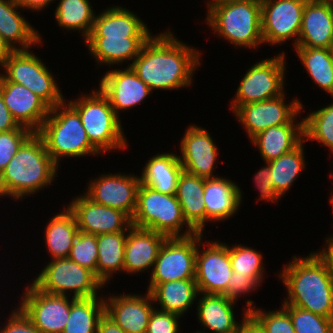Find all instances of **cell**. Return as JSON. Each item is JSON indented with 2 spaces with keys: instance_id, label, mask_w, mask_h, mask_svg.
Instances as JSON below:
<instances>
[{
  "instance_id": "cell-11",
  "label": "cell",
  "mask_w": 333,
  "mask_h": 333,
  "mask_svg": "<svg viewBox=\"0 0 333 333\" xmlns=\"http://www.w3.org/2000/svg\"><path fill=\"white\" fill-rule=\"evenodd\" d=\"M198 233L188 237L166 238L150 273L148 292L158 284L195 279Z\"/></svg>"
},
{
  "instance_id": "cell-31",
  "label": "cell",
  "mask_w": 333,
  "mask_h": 333,
  "mask_svg": "<svg viewBox=\"0 0 333 333\" xmlns=\"http://www.w3.org/2000/svg\"><path fill=\"white\" fill-rule=\"evenodd\" d=\"M204 186V178L183 171L175 194L185 221L196 233L205 230V203L202 199Z\"/></svg>"
},
{
  "instance_id": "cell-54",
  "label": "cell",
  "mask_w": 333,
  "mask_h": 333,
  "mask_svg": "<svg viewBox=\"0 0 333 333\" xmlns=\"http://www.w3.org/2000/svg\"><path fill=\"white\" fill-rule=\"evenodd\" d=\"M14 52L11 46L0 35V66L2 67L7 58Z\"/></svg>"
},
{
  "instance_id": "cell-35",
  "label": "cell",
  "mask_w": 333,
  "mask_h": 333,
  "mask_svg": "<svg viewBox=\"0 0 333 333\" xmlns=\"http://www.w3.org/2000/svg\"><path fill=\"white\" fill-rule=\"evenodd\" d=\"M307 73L323 91L333 97V49L294 47Z\"/></svg>"
},
{
  "instance_id": "cell-20",
  "label": "cell",
  "mask_w": 333,
  "mask_h": 333,
  "mask_svg": "<svg viewBox=\"0 0 333 333\" xmlns=\"http://www.w3.org/2000/svg\"><path fill=\"white\" fill-rule=\"evenodd\" d=\"M104 296L105 314L126 333H146L151 313L155 309L153 298L147 291L141 294Z\"/></svg>"
},
{
  "instance_id": "cell-8",
  "label": "cell",
  "mask_w": 333,
  "mask_h": 333,
  "mask_svg": "<svg viewBox=\"0 0 333 333\" xmlns=\"http://www.w3.org/2000/svg\"><path fill=\"white\" fill-rule=\"evenodd\" d=\"M34 279L32 283L45 293L67 296L70 291L73 298L98 297L104 288L92 271L69 258L51 260Z\"/></svg>"
},
{
  "instance_id": "cell-18",
  "label": "cell",
  "mask_w": 333,
  "mask_h": 333,
  "mask_svg": "<svg viewBox=\"0 0 333 333\" xmlns=\"http://www.w3.org/2000/svg\"><path fill=\"white\" fill-rule=\"evenodd\" d=\"M215 143L205 128L190 124L181 138L178 155L184 171L204 179L220 177L213 175L219 156Z\"/></svg>"
},
{
  "instance_id": "cell-43",
  "label": "cell",
  "mask_w": 333,
  "mask_h": 333,
  "mask_svg": "<svg viewBox=\"0 0 333 333\" xmlns=\"http://www.w3.org/2000/svg\"><path fill=\"white\" fill-rule=\"evenodd\" d=\"M68 258L92 271L96 276L98 262L97 235L79 232L73 242Z\"/></svg>"
},
{
  "instance_id": "cell-38",
  "label": "cell",
  "mask_w": 333,
  "mask_h": 333,
  "mask_svg": "<svg viewBox=\"0 0 333 333\" xmlns=\"http://www.w3.org/2000/svg\"><path fill=\"white\" fill-rule=\"evenodd\" d=\"M303 140L292 151L283 154L277 159L267 162L270 167L271 179L274 188L283 197L286 191L291 189L295 180L299 177L303 169L306 168L305 152Z\"/></svg>"
},
{
  "instance_id": "cell-26",
  "label": "cell",
  "mask_w": 333,
  "mask_h": 333,
  "mask_svg": "<svg viewBox=\"0 0 333 333\" xmlns=\"http://www.w3.org/2000/svg\"><path fill=\"white\" fill-rule=\"evenodd\" d=\"M197 319L204 330L196 333H238L241 322H236L234 307L236 302L223 294L199 293ZM209 332H206V329Z\"/></svg>"
},
{
  "instance_id": "cell-52",
  "label": "cell",
  "mask_w": 333,
  "mask_h": 333,
  "mask_svg": "<svg viewBox=\"0 0 333 333\" xmlns=\"http://www.w3.org/2000/svg\"><path fill=\"white\" fill-rule=\"evenodd\" d=\"M97 333H126L112 319L104 314L98 323Z\"/></svg>"
},
{
  "instance_id": "cell-13",
  "label": "cell",
  "mask_w": 333,
  "mask_h": 333,
  "mask_svg": "<svg viewBox=\"0 0 333 333\" xmlns=\"http://www.w3.org/2000/svg\"><path fill=\"white\" fill-rule=\"evenodd\" d=\"M307 0H262L261 30L263 43L282 45L295 39L298 43L304 6Z\"/></svg>"
},
{
  "instance_id": "cell-4",
  "label": "cell",
  "mask_w": 333,
  "mask_h": 333,
  "mask_svg": "<svg viewBox=\"0 0 333 333\" xmlns=\"http://www.w3.org/2000/svg\"><path fill=\"white\" fill-rule=\"evenodd\" d=\"M37 133L58 166L63 157L101 155L89 141L78 112L66 101L50 108L48 117Z\"/></svg>"
},
{
  "instance_id": "cell-46",
  "label": "cell",
  "mask_w": 333,
  "mask_h": 333,
  "mask_svg": "<svg viewBox=\"0 0 333 333\" xmlns=\"http://www.w3.org/2000/svg\"><path fill=\"white\" fill-rule=\"evenodd\" d=\"M254 184L255 187L258 188L260 196L259 201H270L276 204L279 199H281V195L274 188V184L271 179L270 167L266 162V165L259 169V171L254 176Z\"/></svg>"
},
{
  "instance_id": "cell-37",
  "label": "cell",
  "mask_w": 333,
  "mask_h": 333,
  "mask_svg": "<svg viewBox=\"0 0 333 333\" xmlns=\"http://www.w3.org/2000/svg\"><path fill=\"white\" fill-rule=\"evenodd\" d=\"M93 10L89 0H60L54 12L55 21L63 31H79L85 40L93 28Z\"/></svg>"
},
{
  "instance_id": "cell-21",
  "label": "cell",
  "mask_w": 333,
  "mask_h": 333,
  "mask_svg": "<svg viewBox=\"0 0 333 333\" xmlns=\"http://www.w3.org/2000/svg\"><path fill=\"white\" fill-rule=\"evenodd\" d=\"M0 90L4 103L16 122L38 132L48 117L50 107L23 85L7 81L0 73Z\"/></svg>"
},
{
  "instance_id": "cell-28",
  "label": "cell",
  "mask_w": 333,
  "mask_h": 333,
  "mask_svg": "<svg viewBox=\"0 0 333 333\" xmlns=\"http://www.w3.org/2000/svg\"><path fill=\"white\" fill-rule=\"evenodd\" d=\"M20 8L16 0H0V35L14 51L30 50L32 45L43 43L37 29L20 14Z\"/></svg>"
},
{
  "instance_id": "cell-56",
  "label": "cell",
  "mask_w": 333,
  "mask_h": 333,
  "mask_svg": "<svg viewBox=\"0 0 333 333\" xmlns=\"http://www.w3.org/2000/svg\"><path fill=\"white\" fill-rule=\"evenodd\" d=\"M332 194H333V192H332ZM331 194V197H329L330 198V202H331V204H332V207H333V195ZM333 210V209H332ZM333 225V224H332ZM329 237L331 238V239H333V234L330 236L329 235Z\"/></svg>"
},
{
  "instance_id": "cell-3",
  "label": "cell",
  "mask_w": 333,
  "mask_h": 333,
  "mask_svg": "<svg viewBox=\"0 0 333 333\" xmlns=\"http://www.w3.org/2000/svg\"><path fill=\"white\" fill-rule=\"evenodd\" d=\"M58 165L46 150L42 137L33 132L0 174V196L13 200L38 193L52 184Z\"/></svg>"
},
{
  "instance_id": "cell-51",
  "label": "cell",
  "mask_w": 333,
  "mask_h": 333,
  "mask_svg": "<svg viewBox=\"0 0 333 333\" xmlns=\"http://www.w3.org/2000/svg\"><path fill=\"white\" fill-rule=\"evenodd\" d=\"M326 245L322 247L320 251H316L315 253L319 256V258L325 263L328 273L333 280V239L329 236L325 240Z\"/></svg>"
},
{
  "instance_id": "cell-55",
  "label": "cell",
  "mask_w": 333,
  "mask_h": 333,
  "mask_svg": "<svg viewBox=\"0 0 333 333\" xmlns=\"http://www.w3.org/2000/svg\"><path fill=\"white\" fill-rule=\"evenodd\" d=\"M243 1H262V0H211L207 3V5H224L228 3L243 2Z\"/></svg>"
},
{
  "instance_id": "cell-19",
  "label": "cell",
  "mask_w": 333,
  "mask_h": 333,
  "mask_svg": "<svg viewBox=\"0 0 333 333\" xmlns=\"http://www.w3.org/2000/svg\"><path fill=\"white\" fill-rule=\"evenodd\" d=\"M99 89L108 97L116 115L141 104L153 93L130 66L112 69L103 74Z\"/></svg>"
},
{
  "instance_id": "cell-40",
  "label": "cell",
  "mask_w": 333,
  "mask_h": 333,
  "mask_svg": "<svg viewBox=\"0 0 333 333\" xmlns=\"http://www.w3.org/2000/svg\"><path fill=\"white\" fill-rule=\"evenodd\" d=\"M229 255L233 272L250 276L259 286L265 273L261 252L242 244L229 246Z\"/></svg>"
},
{
  "instance_id": "cell-12",
  "label": "cell",
  "mask_w": 333,
  "mask_h": 333,
  "mask_svg": "<svg viewBox=\"0 0 333 333\" xmlns=\"http://www.w3.org/2000/svg\"><path fill=\"white\" fill-rule=\"evenodd\" d=\"M203 235V233H198L195 264V281L198 292L224 295L233 273L229 245L217 240L214 242L207 240L204 243L206 246L201 250Z\"/></svg>"
},
{
  "instance_id": "cell-14",
  "label": "cell",
  "mask_w": 333,
  "mask_h": 333,
  "mask_svg": "<svg viewBox=\"0 0 333 333\" xmlns=\"http://www.w3.org/2000/svg\"><path fill=\"white\" fill-rule=\"evenodd\" d=\"M25 289L17 307L41 333H62L68 322L73 297L45 293L32 282Z\"/></svg>"
},
{
  "instance_id": "cell-29",
  "label": "cell",
  "mask_w": 333,
  "mask_h": 333,
  "mask_svg": "<svg viewBox=\"0 0 333 333\" xmlns=\"http://www.w3.org/2000/svg\"><path fill=\"white\" fill-rule=\"evenodd\" d=\"M150 37H87L84 42L97 65L116 66L132 61Z\"/></svg>"
},
{
  "instance_id": "cell-23",
  "label": "cell",
  "mask_w": 333,
  "mask_h": 333,
  "mask_svg": "<svg viewBox=\"0 0 333 333\" xmlns=\"http://www.w3.org/2000/svg\"><path fill=\"white\" fill-rule=\"evenodd\" d=\"M166 236L153 230L131 226L125 242L123 272L129 274L143 273L153 268L160 247Z\"/></svg>"
},
{
  "instance_id": "cell-15",
  "label": "cell",
  "mask_w": 333,
  "mask_h": 333,
  "mask_svg": "<svg viewBox=\"0 0 333 333\" xmlns=\"http://www.w3.org/2000/svg\"><path fill=\"white\" fill-rule=\"evenodd\" d=\"M285 96L284 93L270 100L240 105L232 112L250 140L272 126L288 124L304 108L298 97L286 103Z\"/></svg>"
},
{
  "instance_id": "cell-22",
  "label": "cell",
  "mask_w": 333,
  "mask_h": 333,
  "mask_svg": "<svg viewBox=\"0 0 333 333\" xmlns=\"http://www.w3.org/2000/svg\"><path fill=\"white\" fill-rule=\"evenodd\" d=\"M295 47L333 49V5L330 0H307Z\"/></svg>"
},
{
  "instance_id": "cell-24",
  "label": "cell",
  "mask_w": 333,
  "mask_h": 333,
  "mask_svg": "<svg viewBox=\"0 0 333 333\" xmlns=\"http://www.w3.org/2000/svg\"><path fill=\"white\" fill-rule=\"evenodd\" d=\"M242 190L225 177L205 179L204 193L206 223L223 221L234 217L243 201Z\"/></svg>"
},
{
  "instance_id": "cell-2",
  "label": "cell",
  "mask_w": 333,
  "mask_h": 333,
  "mask_svg": "<svg viewBox=\"0 0 333 333\" xmlns=\"http://www.w3.org/2000/svg\"><path fill=\"white\" fill-rule=\"evenodd\" d=\"M282 269L278 277L288 293L282 305L333 319V280L315 252L305 257L292 256V261Z\"/></svg>"
},
{
  "instance_id": "cell-6",
  "label": "cell",
  "mask_w": 333,
  "mask_h": 333,
  "mask_svg": "<svg viewBox=\"0 0 333 333\" xmlns=\"http://www.w3.org/2000/svg\"><path fill=\"white\" fill-rule=\"evenodd\" d=\"M206 23L221 39L237 48L255 49L263 43L261 1L207 5Z\"/></svg>"
},
{
  "instance_id": "cell-53",
  "label": "cell",
  "mask_w": 333,
  "mask_h": 333,
  "mask_svg": "<svg viewBox=\"0 0 333 333\" xmlns=\"http://www.w3.org/2000/svg\"><path fill=\"white\" fill-rule=\"evenodd\" d=\"M21 9L31 11H42L49 6L54 0H16Z\"/></svg>"
},
{
  "instance_id": "cell-17",
  "label": "cell",
  "mask_w": 333,
  "mask_h": 333,
  "mask_svg": "<svg viewBox=\"0 0 333 333\" xmlns=\"http://www.w3.org/2000/svg\"><path fill=\"white\" fill-rule=\"evenodd\" d=\"M74 214L79 232L91 235L129 231L131 218L123 211L94 203L85 194L66 205Z\"/></svg>"
},
{
  "instance_id": "cell-16",
  "label": "cell",
  "mask_w": 333,
  "mask_h": 333,
  "mask_svg": "<svg viewBox=\"0 0 333 333\" xmlns=\"http://www.w3.org/2000/svg\"><path fill=\"white\" fill-rule=\"evenodd\" d=\"M140 176L109 173L90 179L84 194L94 203L119 209L132 218L135 208Z\"/></svg>"
},
{
  "instance_id": "cell-49",
  "label": "cell",
  "mask_w": 333,
  "mask_h": 333,
  "mask_svg": "<svg viewBox=\"0 0 333 333\" xmlns=\"http://www.w3.org/2000/svg\"><path fill=\"white\" fill-rule=\"evenodd\" d=\"M16 128H26L20 126L13 118L11 112L4 103V99L0 90V132H8Z\"/></svg>"
},
{
  "instance_id": "cell-5",
  "label": "cell",
  "mask_w": 333,
  "mask_h": 333,
  "mask_svg": "<svg viewBox=\"0 0 333 333\" xmlns=\"http://www.w3.org/2000/svg\"><path fill=\"white\" fill-rule=\"evenodd\" d=\"M68 103L78 112L89 141L101 154L127 148L121 118L100 89L82 93L77 99L68 100Z\"/></svg>"
},
{
  "instance_id": "cell-36",
  "label": "cell",
  "mask_w": 333,
  "mask_h": 333,
  "mask_svg": "<svg viewBox=\"0 0 333 333\" xmlns=\"http://www.w3.org/2000/svg\"><path fill=\"white\" fill-rule=\"evenodd\" d=\"M104 314L103 295L73 298L68 322L62 333H97L99 320Z\"/></svg>"
},
{
  "instance_id": "cell-48",
  "label": "cell",
  "mask_w": 333,
  "mask_h": 333,
  "mask_svg": "<svg viewBox=\"0 0 333 333\" xmlns=\"http://www.w3.org/2000/svg\"><path fill=\"white\" fill-rule=\"evenodd\" d=\"M257 287H259V285L250 276L239 275L233 272L227 292L224 295L228 299L236 302L239 297L252 293L254 290L258 289Z\"/></svg>"
},
{
  "instance_id": "cell-10",
  "label": "cell",
  "mask_w": 333,
  "mask_h": 333,
  "mask_svg": "<svg viewBox=\"0 0 333 333\" xmlns=\"http://www.w3.org/2000/svg\"><path fill=\"white\" fill-rule=\"evenodd\" d=\"M285 52L259 60L245 73L231 101L234 112L240 105L270 100L285 93Z\"/></svg>"
},
{
  "instance_id": "cell-47",
  "label": "cell",
  "mask_w": 333,
  "mask_h": 333,
  "mask_svg": "<svg viewBox=\"0 0 333 333\" xmlns=\"http://www.w3.org/2000/svg\"><path fill=\"white\" fill-rule=\"evenodd\" d=\"M6 321L0 333H41L19 307L13 309Z\"/></svg>"
},
{
  "instance_id": "cell-34",
  "label": "cell",
  "mask_w": 333,
  "mask_h": 333,
  "mask_svg": "<svg viewBox=\"0 0 333 333\" xmlns=\"http://www.w3.org/2000/svg\"><path fill=\"white\" fill-rule=\"evenodd\" d=\"M128 231L97 235L98 262L96 277L107 286L113 274L123 271Z\"/></svg>"
},
{
  "instance_id": "cell-50",
  "label": "cell",
  "mask_w": 333,
  "mask_h": 333,
  "mask_svg": "<svg viewBox=\"0 0 333 333\" xmlns=\"http://www.w3.org/2000/svg\"><path fill=\"white\" fill-rule=\"evenodd\" d=\"M243 319L238 330V333H267L261 324L247 311L243 308Z\"/></svg>"
},
{
  "instance_id": "cell-41",
  "label": "cell",
  "mask_w": 333,
  "mask_h": 333,
  "mask_svg": "<svg viewBox=\"0 0 333 333\" xmlns=\"http://www.w3.org/2000/svg\"><path fill=\"white\" fill-rule=\"evenodd\" d=\"M289 313L295 333H333V319L297 308L282 305Z\"/></svg>"
},
{
  "instance_id": "cell-44",
  "label": "cell",
  "mask_w": 333,
  "mask_h": 333,
  "mask_svg": "<svg viewBox=\"0 0 333 333\" xmlns=\"http://www.w3.org/2000/svg\"><path fill=\"white\" fill-rule=\"evenodd\" d=\"M32 133L28 128H16L8 132H0V174Z\"/></svg>"
},
{
  "instance_id": "cell-39",
  "label": "cell",
  "mask_w": 333,
  "mask_h": 333,
  "mask_svg": "<svg viewBox=\"0 0 333 333\" xmlns=\"http://www.w3.org/2000/svg\"><path fill=\"white\" fill-rule=\"evenodd\" d=\"M304 141H318L333 154V102L303 117Z\"/></svg>"
},
{
  "instance_id": "cell-33",
  "label": "cell",
  "mask_w": 333,
  "mask_h": 333,
  "mask_svg": "<svg viewBox=\"0 0 333 333\" xmlns=\"http://www.w3.org/2000/svg\"><path fill=\"white\" fill-rule=\"evenodd\" d=\"M45 245L52 259L68 258L73 242L79 233L74 214L64 207L47 223L44 231Z\"/></svg>"
},
{
  "instance_id": "cell-45",
  "label": "cell",
  "mask_w": 333,
  "mask_h": 333,
  "mask_svg": "<svg viewBox=\"0 0 333 333\" xmlns=\"http://www.w3.org/2000/svg\"><path fill=\"white\" fill-rule=\"evenodd\" d=\"M181 316L154 309L146 333H179Z\"/></svg>"
},
{
  "instance_id": "cell-42",
  "label": "cell",
  "mask_w": 333,
  "mask_h": 333,
  "mask_svg": "<svg viewBox=\"0 0 333 333\" xmlns=\"http://www.w3.org/2000/svg\"><path fill=\"white\" fill-rule=\"evenodd\" d=\"M246 301L247 311L261 324L267 333H295L289 313L281 306L279 310L264 311Z\"/></svg>"
},
{
  "instance_id": "cell-30",
  "label": "cell",
  "mask_w": 333,
  "mask_h": 333,
  "mask_svg": "<svg viewBox=\"0 0 333 333\" xmlns=\"http://www.w3.org/2000/svg\"><path fill=\"white\" fill-rule=\"evenodd\" d=\"M183 171L178 154L157 153L145 163L140 182L157 192L173 195L176 194L177 183Z\"/></svg>"
},
{
  "instance_id": "cell-25",
  "label": "cell",
  "mask_w": 333,
  "mask_h": 333,
  "mask_svg": "<svg viewBox=\"0 0 333 333\" xmlns=\"http://www.w3.org/2000/svg\"><path fill=\"white\" fill-rule=\"evenodd\" d=\"M99 14V15H98ZM95 16L88 37H151L147 24L134 12L112 5Z\"/></svg>"
},
{
  "instance_id": "cell-1",
  "label": "cell",
  "mask_w": 333,
  "mask_h": 333,
  "mask_svg": "<svg viewBox=\"0 0 333 333\" xmlns=\"http://www.w3.org/2000/svg\"><path fill=\"white\" fill-rule=\"evenodd\" d=\"M187 45L166 30L152 35L128 66L152 92L190 87L201 65V52Z\"/></svg>"
},
{
  "instance_id": "cell-27",
  "label": "cell",
  "mask_w": 333,
  "mask_h": 333,
  "mask_svg": "<svg viewBox=\"0 0 333 333\" xmlns=\"http://www.w3.org/2000/svg\"><path fill=\"white\" fill-rule=\"evenodd\" d=\"M301 112L302 110L288 124L272 126L250 140L255 148L258 147L265 163L292 151L304 140L303 119L295 121Z\"/></svg>"
},
{
  "instance_id": "cell-32",
  "label": "cell",
  "mask_w": 333,
  "mask_h": 333,
  "mask_svg": "<svg viewBox=\"0 0 333 333\" xmlns=\"http://www.w3.org/2000/svg\"><path fill=\"white\" fill-rule=\"evenodd\" d=\"M154 303L161 307L156 309L174 313L179 316L185 315L194 301L198 298V289L195 279H182L158 284L150 292Z\"/></svg>"
},
{
  "instance_id": "cell-9",
  "label": "cell",
  "mask_w": 333,
  "mask_h": 333,
  "mask_svg": "<svg viewBox=\"0 0 333 333\" xmlns=\"http://www.w3.org/2000/svg\"><path fill=\"white\" fill-rule=\"evenodd\" d=\"M31 50H16L1 67L5 74L1 75L31 90L39 96L50 108L65 101L55 76L46 67L43 60Z\"/></svg>"
},
{
  "instance_id": "cell-7",
  "label": "cell",
  "mask_w": 333,
  "mask_h": 333,
  "mask_svg": "<svg viewBox=\"0 0 333 333\" xmlns=\"http://www.w3.org/2000/svg\"><path fill=\"white\" fill-rule=\"evenodd\" d=\"M131 224L153 230L167 238L188 237L196 233L185 221L175 194H163L141 183ZM184 226L185 231L182 230Z\"/></svg>"
}]
</instances>
